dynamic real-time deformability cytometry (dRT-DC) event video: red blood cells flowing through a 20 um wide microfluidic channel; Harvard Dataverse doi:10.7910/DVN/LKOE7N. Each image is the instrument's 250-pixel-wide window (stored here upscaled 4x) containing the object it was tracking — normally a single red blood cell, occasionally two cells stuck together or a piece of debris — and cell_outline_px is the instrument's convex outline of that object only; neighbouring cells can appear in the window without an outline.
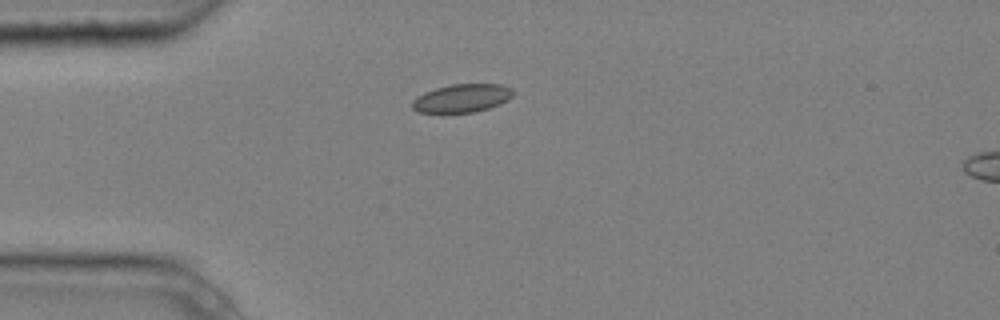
{"species": "common noctule bat (a hibernating species)", "species_latin": "Nyctalus noctula", "temperature_condition": "cold", "stored_images_in_passage": 2, "camera_frame_rate_fps": 3000, "um_per_image_px": 0.085, "animal": {"sex": "male", "body_mass_g": 20.4}, "frame": {"image": 1, "passage_image": 1, "time_ms": 0.0, "image_size_px": [1000, 320], "cell_outline_px": [[512, 96], [508, 100], [500, 104], [488, 108], [472, 112], [440, 116], [416, 112], [412, 108], [412, 100], [416, 96], [424, 92], [436, 88], [452, 84], [500, 84], [512, 88]], "centroid_in_image_um": [39.17, 8.4], "position_along_channel_um": 45.8, "area_um2": 17.34}}